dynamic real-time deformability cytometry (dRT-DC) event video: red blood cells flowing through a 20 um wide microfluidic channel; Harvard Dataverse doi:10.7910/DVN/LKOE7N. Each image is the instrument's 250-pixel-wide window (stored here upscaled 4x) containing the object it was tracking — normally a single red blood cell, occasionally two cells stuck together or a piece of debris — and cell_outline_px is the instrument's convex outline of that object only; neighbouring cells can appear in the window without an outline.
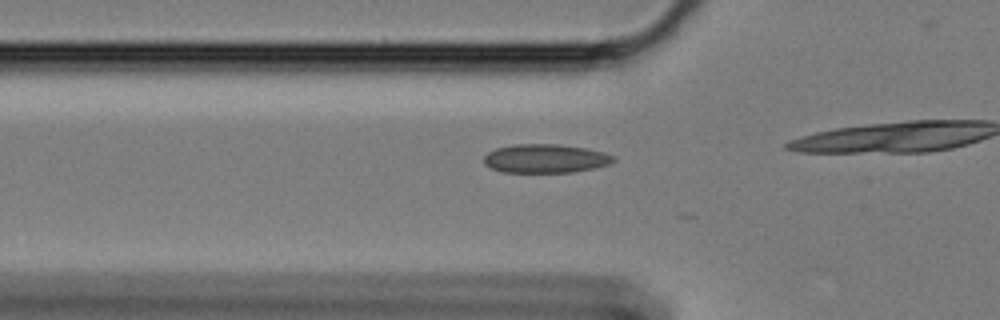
{"species": "Egyptian fruit bat (a non-hibernating species)", "species_latin": "Rousettus aegyptiacus", "temperature_condition": "cold", "stored_images_in_passage": 6, "camera_frame_rate_fps": 3000, "um_per_image_px": 0.085, "animal": {"sex": "female"}, "frame": {"image": 1, "passage_image": 3, "time_ms": 0.667, "image_size_px": [1000, 320], "cell_outline_px": [[616, 160], [608, 164], [592, 168], [572, 172], [504, 172], [492, 168], [484, 164], [484, 156], [488, 152], [496, 148], [512, 144], [560, 144], [588, 148], [604, 152], [616, 156]], "centroid_in_image_um": [46.37, 13.46], "position_along_channel_um": 79.4, "area_um2": 21.79}}